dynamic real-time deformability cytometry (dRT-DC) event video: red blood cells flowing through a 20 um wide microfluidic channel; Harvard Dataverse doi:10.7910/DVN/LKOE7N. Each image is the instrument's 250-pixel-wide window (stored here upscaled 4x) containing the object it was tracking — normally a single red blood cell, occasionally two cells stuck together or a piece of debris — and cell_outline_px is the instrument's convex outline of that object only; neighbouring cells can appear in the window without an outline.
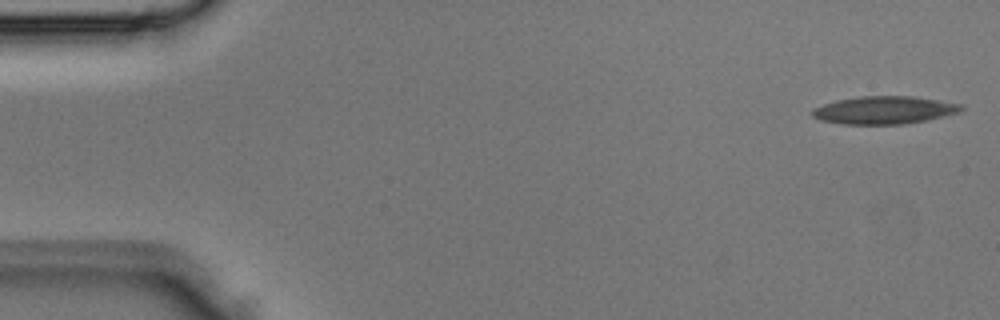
{"species": "Egyptian fruit bat (a non-hibernating species)", "species_latin": "Rousettus aegyptiacus", "temperature_condition": "room temperature", "stored_images_in_passage": 5, "camera_frame_rate_fps": 3000, "um_per_image_px": 0.085, "animal": {"sex": "male"}, "frame": {"image": 1, "passage_image": 1, "time_ms": 0.0, "image_size_px": [1000, 320], "cell_outline_px": [[964, 108], [960, 112], [928, 120], [904, 124], [840, 124], [820, 120], [812, 116], [812, 108], [836, 100], [860, 96], [916, 96], [964, 104]], "centroid_in_image_um": [75.19, 9.35], "position_along_channel_um": 9.8, "area_um2": 24.39}}
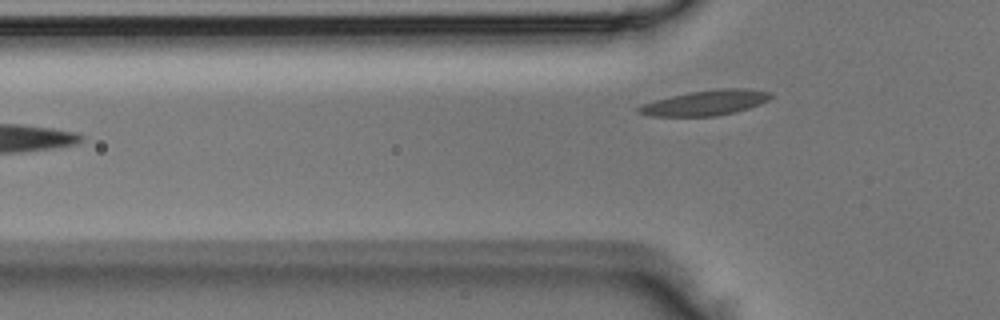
{"frame": {"image": 2, "passage_image": 5, "time_ms": 1.333, "image_size_px": [1000, 320], "cell_outline_px": [[772, 96], [768, 100], [760, 104], [736, 112], [716, 116], [652, 116], [636, 112], [636, 108], [640, 104], [688, 92], [720, 88], [744, 88], [772, 92]], "centroid_in_image_um": [59.97, 8.73], "position_along_channel_um": 65.8, "area_um2": 19.42}}